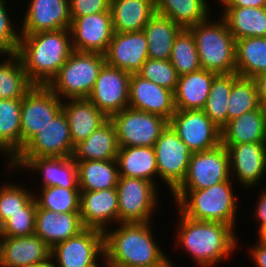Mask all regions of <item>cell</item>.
Wrapping results in <instances>:
<instances>
[{
    "mask_svg": "<svg viewBox=\"0 0 266 267\" xmlns=\"http://www.w3.org/2000/svg\"><path fill=\"white\" fill-rule=\"evenodd\" d=\"M177 213L174 246L189 254L197 267H215L238 250L240 237L231 225L193 220Z\"/></svg>",
    "mask_w": 266,
    "mask_h": 267,
    "instance_id": "6da1fadb",
    "label": "cell"
},
{
    "mask_svg": "<svg viewBox=\"0 0 266 267\" xmlns=\"http://www.w3.org/2000/svg\"><path fill=\"white\" fill-rule=\"evenodd\" d=\"M153 222L118 223L104 232V251L109 267H149L168 258L153 233ZM159 243V244H158Z\"/></svg>",
    "mask_w": 266,
    "mask_h": 267,
    "instance_id": "7a4b0ae2",
    "label": "cell"
},
{
    "mask_svg": "<svg viewBox=\"0 0 266 267\" xmlns=\"http://www.w3.org/2000/svg\"><path fill=\"white\" fill-rule=\"evenodd\" d=\"M73 48L69 29L21 34L17 55L29 80L47 86L69 58Z\"/></svg>",
    "mask_w": 266,
    "mask_h": 267,
    "instance_id": "3957f363",
    "label": "cell"
},
{
    "mask_svg": "<svg viewBox=\"0 0 266 267\" xmlns=\"http://www.w3.org/2000/svg\"><path fill=\"white\" fill-rule=\"evenodd\" d=\"M233 184L230 179L206 189H176L171 197L182 215L193 220L223 222L237 230L239 199Z\"/></svg>",
    "mask_w": 266,
    "mask_h": 267,
    "instance_id": "277c9868",
    "label": "cell"
},
{
    "mask_svg": "<svg viewBox=\"0 0 266 267\" xmlns=\"http://www.w3.org/2000/svg\"><path fill=\"white\" fill-rule=\"evenodd\" d=\"M214 19L209 17L189 28L196 42L201 68L217 74L234 73L236 40L221 16Z\"/></svg>",
    "mask_w": 266,
    "mask_h": 267,
    "instance_id": "5b68a950",
    "label": "cell"
},
{
    "mask_svg": "<svg viewBox=\"0 0 266 267\" xmlns=\"http://www.w3.org/2000/svg\"><path fill=\"white\" fill-rule=\"evenodd\" d=\"M105 64L104 54L73 50L47 86L61 100L87 98Z\"/></svg>",
    "mask_w": 266,
    "mask_h": 267,
    "instance_id": "8992f818",
    "label": "cell"
},
{
    "mask_svg": "<svg viewBox=\"0 0 266 267\" xmlns=\"http://www.w3.org/2000/svg\"><path fill=\"white\" fill-rule=\"evenodd\" d=\"M145 179L119 176L116 191L118 195V223L152 222L154 212L159 208V189ZM159 194V195H158Z\"/></svg>",
    "mask_w": 266,
    "mask_h": 267,
    "instance_id": "52a82bcc",
    "label": "cell"
},
{
    "mask_svg": "<svg viewBox=\"0 0 266 267\" xmlns=\"http://www.w3.org/2000/svg\"><path fill=\"white\" fill-rule=\"evenodd\" d=\"M117 131L119 147H154L169 121L159 115L130 107L114 114L110 118Z\"/></svg>",
    "mask_w": 266,
    "mask_h": 267,
    "instance_id": "ba28073f",
    "label": "cell"
},
{
    "mask_svg": "<svg viewBox=\"0 0 266 267\" xmlns=\"http://www.w3.org/2000/svg\"><path fill=\"white\" fill-rule=\"evenodd\" d=\"M154 149L159 179L172 194L186 178L192 152L169 125L154 144Z\"/></svg>",
    "mask_w": 266,
    "mask_h": 267,
    "instance_id": "9c48e42d",
    "label": "cell"
},
{
    "mask_svg": "<svg viewBox=\"0 0 266 267\" xmlns=\"http://www.w3.org/2000/svg\"><path fill=\"white\" fill-rule=\"evenodd\" d=\"M104 254V232L85 228L51 248L50 264L52 267H87Z\"/></svg>",
    "mask_w": 266,
    "mask_h": 267,
    "instance_id": "30bf717a",
    "label": "cell"
},
{
    "mask_svg": "<svg viewBox=\"0 0 266 267\" xmlns=\"http://www.w3.org/2000/svg\"><path fill=\"white\" fill-rule=\"evenodd\" d=\"M61 100L48 86L34 85L22 98L21 150L62 110Z\"/></svg>",
    "mask_w": 266,
    "mask_h": 267,
    "instance_id": "8fae6325",
    "label": "cell"
},
{
    "mask_svg": "<svg viewBox=\"0 0 266 267\" xmlns=\"http://www.w3.org/2000/svg\"><path fill=\"white\" fill-rule=\"evenodd\" d=\"M169 126L192 153L213 149L221 144V129L203 110H175Z\"/></svg>",
    "mask_w": 266,
    "mask_h": 267,
    "instance_id": "7c38bea8",
    "label": "cell"
},
{
    "mask_svg": "<svg viewBox=\"0 0 266 267\" xmlns=\"http://www.w3.org/2000/svg\"><path fill=\"white\" fill-rule=\"evenodd\" d=\"M230 179L229 153L220 144L213 149L191 154L186 178L177 189H206Z\"/></svg>",
    "mask_w": 266,
    "mask_h": 267,
    "instance_id": "4fadbf2b",
    "label": "cell"
},
{
    "mask_svg": "<svg viewBox=\"0 0 266 267\" xmlns=\"http://www.w3.org/2000/svg\"><path fill=\"white\" fill-rule=\"evenodd\" d=\"M131 74L105 64L87 99L108 118L129 107Z\"/></svg>",
    "mask_w": 266,
    "mask_h": 267,
    "instance_id": "5bb4252c",
    "label": "cell"
},
{
    "mask_svg": "<svg viewBox=\"0 0 266 267\" xmlns=\"http://www.w3.org/2000/svg\"><path fill=\"white\" fill-rule=\"evenodd\" d=\"M74 147L69 124L61 110L15 158L71 157Z\"/></svg>",
    "mask_w": 266,
    "mask_h": 267,
    "instance_id": "9a60e30c",
    "label": "cell"
},
{
    "mask_svg": "<svg viewBox=\"0 0 266 267\" xmlns=\"http://www.w3.org/2000/svg\"><path fill=\"white\" fill-rule=\"evenodd\" d=\"M71 44L75 51L105 54L113 36L110 12L70 17Z\"/></svg>",
    "mask_w": 266,
    "mask_h": 267,
    "instance_id": "2e32d148",
    "label": "cell"
},
{
    "mask_svg": "<svg viewBox=\"0 0 266 267\" xmlns=\"http://www.w3.org/2000/svg\"><path fill=\"white\" fill-rule=\"evenodd\" d=\"M14 170L40 175V186L62 187L67 189H79L78 168L76 161L71 157H38V158H15ZM42 181V182H41Z\"/></svg>",
    "mask_w": 266,
    "mask_h": 267,
    "instance_id": "e0dca14e",
    "label": "cell"
},
{
    "mask_svg": "<svg viewBox=\"0 0 266 267\" xmlns=\"http://www.w3.org/2000/svg\"><path fill=\"white\" fill-rule=\"evenodd\" d=\"M229 153L230 177L243 189L259 185L266 174V143L225 146ZM236 180V181H235Z\"/></svg>",
    "mask_w": 266,
    "mask_h": 267,
    "instance_id": "ac0fdd59",
    "label": "cell"
},
{
    "mask_svg": "<svg viewBox=\"0 0 266 267\" xmlns=\"http://www.w3.org/2000/svg\"><path fill=\"white\" fill-rule=\"evenodd\" d=\"M50 254L51 248L36 234L0 236V267H44Z\"/></svg>",
    "mask_w": 266,
    "mask_h": 267,
    "instance_id": "d6986e66",
    "label": "cell"
},
{
    "mask_svg": "<svg viewBox=\"0 0 266 267\" xmlns=\"http://www.w3.org/2000/svg\"><path fill=\"white\" fill-rule=\"evenodd\" d=\"M21 20L20 34L69 29V0H30Z\"/></svg>",
    "mask_w": 266,
    "mask_h": 267,
    "instance_id": "ffe728a7",
    "label": "cell"
},
{
    "mask_svg": "<svg viewBox=\"0 0 266 267\" xmlns=\"http://www.w3.org/2000/svg\"><path fill=\"white\" fill-rule=\"evenodd\" d=\"M147 39L143 30L119 33L114 32L106 51V64L137 74L148 57Z\"/></svg>",
    "mask_w": 266,
    "mask_h": 267,
    "instance_id": "44dd1931",
    "label": "cell"
},
{
    "mask_svg": "<svg viewBox=\"0 0 266 267\" xmlns=\"http://www.w3.org/2000/svg\"><path fill=\"white\" fill-rule=\"evenodd\" d=\"M80 217L85 228L105 232L118 224L119 205L116 187L81 191ZM113 223V224H112Z\"/></svg>",
    "mask_w": 266,
    "mask_h": 267,
    "instance_id": "7402d4cb",
    "label": "cell"
},
{
    "mask_svg": "<svg viewBox=\"0 0 266 267\" xmlns=\"http://www.w3.org/2000/svg\"><path fill=\"white\" fill-rule=\"evenodd\" d=\"M129 107L159 115L168 121L176 110L173 91L138 74L130 76Z\"/></svg>",
    "mask_w": 266,
    "mask_h": 267,
    "instance_id": "603a6c76",
    "label": "cell"
},
{
    "mask_svg": "<svg viewBox=\"0 0 266 267\" xmlns=\"http://www.w3.org/2000/svg\"><path fill=\"white\" fill-rule=\"evenodd\" d=\"M84 229L79 212L57 214L55 211L37 209L35 234L40 236L50 248L76 236Z\"/></svg>",
    "mask_w": 266,
    "mask_h": 267,
    "instance_id": "cb8c5ba5",
    "label": "cell"
},
{
    "mask_svg": "<svg viewBox=\"0 0 266 267\" xmlns=\"http://www.w3.org/2000/svg\"><path fill=\"white\" fill-rule=\"evenodd\" d=\"M62 111L69 124L74 146L87 139L109 119L87 98L63 100Z\"/></svg>",
    "mask_w": 266,
    "mask_h": 267,
    "instance_id": "d4e9b609",
    "label": "cell"
},
{
    "mask_svg": "<svg viewBox=\"0 0 266 267\" xmlns=\"http://www.w3.org/2000/svg\"><path fill=\"white\" fill-rule=\"evenodd\" d=\"M242 143H266V107L243 113L221 129V144Z\"/></svg>",
    "mask_w": 266,
    "mask_h": 267,
    "instance_id": "484cf974",
    "label": "cell"
},
{
    "mask_svg": "<svg viewBox=\"0 0 266 267\" xmlns=\"http://www.w3.org/2000/svg\"><path fill=\"white\" fill-rule=\"evenodd\" d=\"M217 73L200 69L179 76L174 94L175 109L202 110Z\"/></svg>",
    "mask_w": 266,
    "mask_h": 267,
    "instance_id": "4316f807",
    "label": "cell"
},
{
    "mask_svg": "<svg viewBox=\"0 0 266 267\" xmlns=\"http://www.w3.org/2000/svg\"><path fill=\"white\" fill-rule=\"evenodd\" d=\"M110 13L114 32L141 31L156 14L155 0H111Z\"/></svg>",
    "mask_w": 266,
    "mask_h": 267,
    "instance_id": "83f0119b",
    "label": "cell"
},
{
    "mask_svg": "<svg viewBox=\"0 0 266 267\" xmlns=\"http://www.w3.org/2000/svg\"><path fill=\"white\" fill-rule=\"evenodd\" d=\"M116 160L119 176L145 179L160 187L154 147H119Z\"/></svg>",
    "mask_w": 266,
    "mask_h": 267,
    "instance_id": "f1b7e54d",
    "label": "cell"
},
{
    "mask_svg": "<svg viewBox=\"0 0 266 267\" xmlns=\"http://www.w3.org/2000/svg\"><path fill=\"white\" fill-rule=\"evenodd\" d=\"M118 149L116 127L109 118L87 139L75 145L72 158L76 162L84 160H114L117 158Z\"/></svg>",
    "mask_w": 266,
    "mask_h": 267,
    "instance_id": "f546056e",
    "label": "cell"
},
{
    "mask_svg": "<svg viewBox=\"0 0 266 267\" xmlns=\"http://www.w3.org/2000/svg\"><path fill=\"white\" fill-rule=\"evenodd\" d=\"M220 10L235 40L266 37V7H221Z\"/></svg>",
    "mask_w": 266,
    "mask_h": 267,
    "instance_id": "4dcf8cb0",
    "label": "cell"
},
{
    "mask_svg": "<svg viewBox=\"0 0 266 267\" xmlns=\"http://www.w3.org/2000/svg\"><path fill=\"white\" fill-rule=\"evenodd\" d=\"M183 28L168 17L155 14L143 29L150 59L169 60L174 40Z\"/></svg>",
    "mask_w": 266,
    "mask_h": 267,
    "instance_id": "1f68e13d",
    "label": "cell"
},
{
    "mask_svg": "<svg viewBox=\"0 0 266 267\" xmlns=\"http://www.w3.org/2000/svg\"><path fill=\"white\" fill-rule=\"evenodd\" d=\"M208 0H155L156 13L168 17L184 29L207 20L212 11Z\"/></svg>",
    "mask_w": 266,
    "mask_h": 267,
    "instance_id": "d6a6232c",
    "label": "cell"
},
{
    "mask_svg": "<svg viewBox=\"0 0 266 267\" xmlns=\"http://www.w3.org/2000/svg\"><path fill=\"white\" fill-rule=\"evenodd\" d=\"M80 191H96L116 187L119 179L117 160L77 161Z\"/></svg>",
    "mask_w": 266,
    "mask_h": 267,
    "instance_id": "836d02e7",
    "label": "cell"
},
{
    "mask_svg": "<svg viewBox=\"0 0 266 267\" xmlns=\"http://www.w3.org/2000/svg\"><path fill=\"white\" fill-rule=\"evenodd\" d=\"M236 73L253 78L266 72V37H247L236 40Z\"/></svg>",
    "mask_w": 266,
    "mask_h": 267,
    "instance_id": "e575fe53",
    "label": "cell"
},
{
    "mask_svg": "<svg viewBox=\"0 0 266 267\" xmlns=\"http://www.w3.org/2000/svg\"><path fill=\"white\" fill-rule=\"evenodd\" d=\"M33 87L20 57L17 54L3 55L0 60V99L23 98Z\"/></svg>",
    "mask_w": 266,
    "mask_h": 267,
    "instance_id": "d590c367",
    "label": "cell"
},
{
    "mask_svg": "<svg viewBox=\"0 0 266 267\" xmlns=\"http://www.w3.org/2000/svg\"><path fill=\"white\" fill-rule=\"evenodd\" d=\"M240 76L234 72L230 74H217L207 97L206 104L202 109L211 121L220 129L228 122L227 108L233 83Z\"/></svg>",
    "mask_w": 266,
    "mask_h": 267,
    "instance_id": "8d00e7d4",
    "label": "cell"
},
{
    "mask_svg": "<svg viewBox=\"0 0 266 267\" xmlns=\"http://www.w3.org/2000/svg\"><path fill=\"white\" fill-rule=\"evenodd\" d=\"M22 98L0 99V142L16 157L21 151Z\"/></svg>",
    "mask_w": 266,
    "mask_h": 267,
    "instance_id": "74e56055",
    "label": "cell"
},
{
    "mask_svg": "<svg viewBox=\"0 0 266 267\" xmlns=\"http://www.w3.org/2000/svg\"><path fill=\"white\" fill-rule=\"evenodd\" d=\"M37 188L34 190V199L37 209L64 212H80V189H67L58 186ZM38 193V194H37Z\"/></svg>",
    "mask_w": 266,
    "mask_h": 267,
    "instance_id": "f35d334b",
    "label": "cell"
},
{
    "mask_svg": "<svg viewBox=\"0 0 266 267\" xmlns=\"http://www.w3.org/2000/svg\"><path fill=\"white\" fill-rule=\"evenodd\" d=\"M169 61L178 75L201 69L194 36L190 29H182L174 40Z\"/></svg>",
    "mask_w": 266,
    "mask_h": 267,
    "instance_id": "ab89813d",
    "label": "cell"
},
{
    "mask_svg": "<svg viewBox=\"0 0 266 267\" xmlns=\"http://www.w3.org/2000/svg\"><path fill=\"white\" fill-rule=\"evenodd\" d=\"M228 100V121L262 106L255 83L251 78L239 77L232 85Z\"/></svg>",
    "mask_w": 266,
    "mask_h": 267,
    "instance_id": "60d3db41",
    "label": "cell"
},
{
    "mask_svg": "<svg viewBox=\"0 0 266 267\" xmlns=\"http://www.w3.org/2000/svg\"><path fill=\"white\" fill-rule=\"evenodd\" d=\"M3 181L4 183L0 184V226L11 215L21 212V209L34 198L33 191L28 190L25 185Z\"/></svg>",
    "mask_w": 266,
    "mask_h": 267,
    "instance_id": "b9f144b4",
    "label": "cell"
},
{
    "mask_svg": "<svg viewBox=\"0 0 266 267\" xmlns=\"http://www.w3.org/2000/svg\"><path fill=\"white\" fill-rule=\"evenodd\" d=\"M37 203L33 198L21 212L11 215L1 226L0 236L23 237L35 234Z\"/></svg>",
    "mask_w": 266,
    "mask_h": 267,
    "instance_id": "7bdbcfd3",
    "label": "cell"
},
{
    "mask_svg": "<svg viewBox=\"0 0 266 267\" xmlns=\"http://www.w3.org/2000/svg\"><path fill=\"white\" fill-rule=\"evenodd\" d=\"M142 78L175 91L179 75L169 60L148 58L137 73Z\"/></svg>",
    "mask_w": 266,
    "mask_h": 267,
    "instance_id": "ee69618b",
    "label": "cell"
},
{
    "mask_svg": "<svg viewBox=\"0 0 266 267\" xmlns=\"http://www.w3.org/2000/svg\"><path fill=\"white\" fill-rule=\"evenodd\" d=\"M8 0H0V55L17 54L21 38L20 25L13 21L11 10L8 7ZM7 6V7H6ZM12 19V20H11ZM15 24V25H14ZM18 26V30H17Z\"/></svg>",
    "mask_w": 266,
    "mask_h": 267,
    "instance_id": "f6af8a7d",
    "label": "cell"
},
{
    "mask_svg": "<svg viewBox=\"0 0 266 267\" xmlns=\"http://www.w3.org/2000/svg\"><path fill=\"white\" fill-rule=\"evenodd\" d=\"M111 0H69L70 17H84L110 12Z\"/></svg>",
    "mask_w": 266,
    "mask_h": 267,
    "instance_id": "bcb514c9",
    "label": "cell"
},
{
    "mask_svg": "<svg viewBox=\"0 0 266 267\" xmlns=\"http://www.w3.org/2000/svg\"><path fill=\"white\" fill-rule=\"evenodd\" d=\"M257 197L258 200L255 202L257 204L254 208L253 218L255 219L256 217L255 224H258V232H256V236H260L266 231V186L264 189H262V191L260 190V193L257 195Z\"/></svg>",
    "mask_w": 266,
    "mask_h": 267,
    "instance_id": "7dc6e473",
    "label": "cell"
},
{
    "mask_svg": "<svg viewBox=\"0 0 266 267\" xmlns=\"http://www.w3.org/2000/svg\"><path fill=\"white\" fill-rule=\"evenodd\" d=\"M256 239L257 241L247 249L248 257L250 256L249 259L251 258L255 267H266V242L259 236Z\"/></svg>",
    "mask_w": 266,
    "mask_h": 267,
    "instance_id": "c3c4849f",
    "label": "cell"
},
{
    "mask_svg": "<svg viewBox=\"0 0 266 267\" xmlns=\"http://www.w3.org/2000/svg\"><path fill=\"white\" fill-rule=\"evenodd\" d=\"M221 7H266V0H217Z\"/></svg>",
    "mask_w": 266,
    "mask_h": 267,
    "instance_id": "681fc988",
    "label": "cell"
},
{
    "mask_svg": "<svg viewBox=\"0 0 266 267\" xmlns=\"http://www.w3.org/2000/svg\"><path fill=\"white\" fill-rule=\"evenodd\" d=\"M258 93V98L263 107H266V72L252 78Z\"/></svg>",
    "mask_w": 266,
    "mask_h": 267,
    "instance_id": "f907efd6",
    "label": "cell"
},
{
    "mask_svg": "<svg viewBox=\"0 0 266 267\" xmlns=\"http://www.w3.org/2000/svg\"><path fill=\"white\" fill-rule=\"evenodd\" d=\"M2 155V159L5 156L6 159V166H4L6 168L7 173L9 172H16V170H14V166H15V156L0 142V156ZM8 168V169H7ZM13 170V171H10Z\"/></svg>",
    "mask_w": 266,
    "mask_h": 267,
    "instance_id": "816d5d0a",
    "label": "cell"
},
{
    "mask_svg": "<svg viewBox=\"0 0 266 267\" xmlns=\"http://www.w3.org/2000/svg\"><path fill=\"white\" fill-rule=\"evenodd\" d=\"M101 262V263H100ZM109 267L108 263H107V259L105 254L100 258V260H98L95 264L93 265H89L87 267Z\"/></svg>",
    "mask_w": 266,
    "mask_h": 267,
    "instance_id": "f5cc1de1",
    "label": "cell"
},
{
    "mask_svg": "<svg viewBox=\"0 0 266 267\" xmlns=\"http://www.w3.org/2000/svg\"><path fill=\"white\" fill-rule=\"evenodd\" d=\"M149 267H175V264L170 260V258H168L163 264Z\"/></svg>",
    "mask_w": 266,
    "mask_h": 267,
    "instance_id": "db71d44e",
    "label": "cell"
},
{
    "mask_svg": "<svg viewBox=\"0 0 266 267\" xmlns=\"http://www.w3.org/2000/svg\"><path fill=\"white\" fill-rule=\"evenodd\" d=\"M259 237L266 242V231L262 233Z\"/></svg>",
    "mask_w": 266,
    "mask_h": 267,
    "instance_id": "11a10c76",
    "label": "cell"
}]
</instances>
